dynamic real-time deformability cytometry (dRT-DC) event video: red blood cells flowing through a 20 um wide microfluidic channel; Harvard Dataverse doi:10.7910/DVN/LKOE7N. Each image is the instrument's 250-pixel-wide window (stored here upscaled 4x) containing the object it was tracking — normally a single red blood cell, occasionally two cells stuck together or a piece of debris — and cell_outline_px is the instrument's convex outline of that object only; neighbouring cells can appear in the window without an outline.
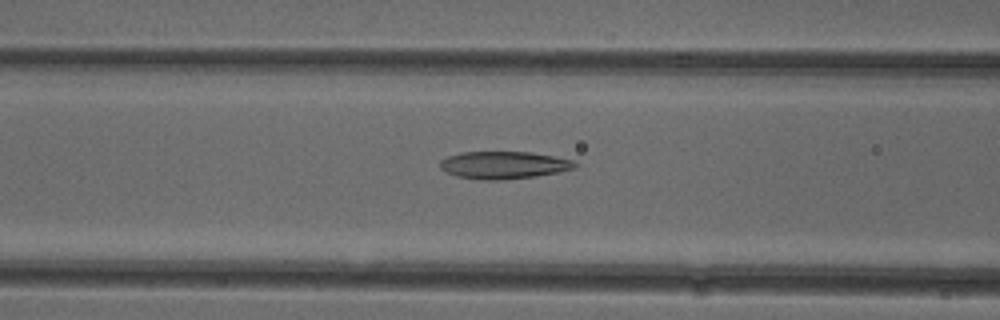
{"species": "common noctule bat (a hibernating species)", "species_latin": "Nyctalus noctula", "temperature_condition": "cold", "stored_images_in_passage": 53, "camera_frame_rate_fps": 3000, "um_per_image_px": 0.085, "animal": {"sex": "female"}, "frame": {"image": 1, "passage_image": 21, "time_ms": 6.667, "image_size_px": [1000, 320], "cell_outline_px": [[580, 164], [576, 168], [560, 172], [536, 176], [504, 180], [480, 180], [456, 176], [444, 172], [440, 168], [440, 160], [448, 156], [460, 152], [528, 152], [552, 156], [572, 160]], "centroid_in_image_um": [42.81, 14.04], "position_along_channel_um": 123.8, "area_um2": 21.79}}
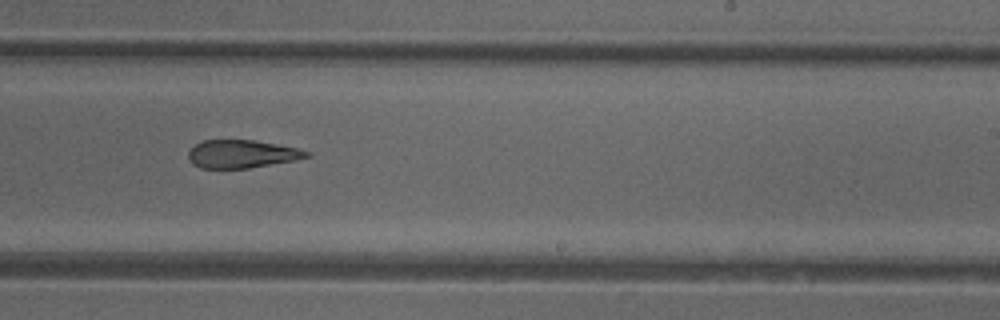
{"frame": {"image": 2, "passage_image": 32, "time_ms": 10.333, "image_size_px": [1000, 320], "cell_outline_px": [[312, 156], [296, 160], [248, 168], [200, 168], [192, 164], [188, 160], [188, 152], [196, 144], [204, 140], [256, 140], [296, 148], [312, 152]], "centroid_in_image_um": [20.57, 13.09], "position_along_channel_um": 268.4, "area_um2": 19.36}}
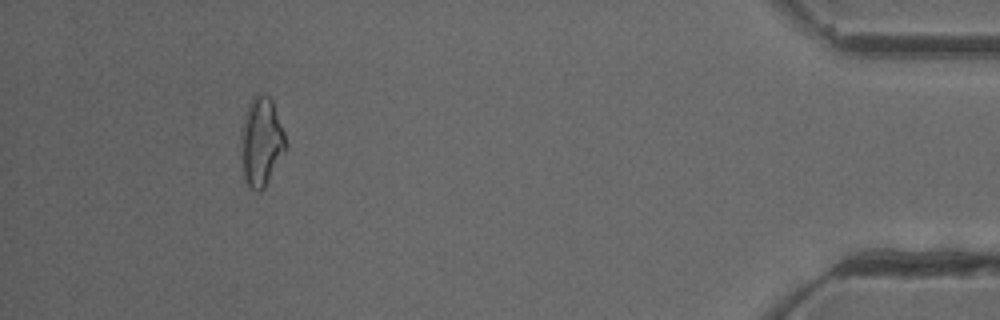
{"frame": {"image": 3, "passage_image": 48, "time_ms": 15.667, "image_size_px": [1000, 320], "cell_outline_px": [[288, 148], [264, 188], [260, 192], [256, 192], [248, 188], [244, 180], [240, 144], [248, 104], [252, 96], [260, 92], [268, 96], [272, 100], [284, 132], [288, 144]], "centroid_in_image_um": [22.23, 12.09], "position_along_channel_um": 413.0, "area_um2": 23.35}, "authors_computed_cell_mechanics": {"area_um2": 22.1952, "velocity_mm_per_s": 3.9508, "shape_relaxation_time_tau1_ms": null, "shape_relaxation_time_tau2_ms": 4.4499, "deformation_change_tau1": null, "deformation_change_tau2": 0.1468}}